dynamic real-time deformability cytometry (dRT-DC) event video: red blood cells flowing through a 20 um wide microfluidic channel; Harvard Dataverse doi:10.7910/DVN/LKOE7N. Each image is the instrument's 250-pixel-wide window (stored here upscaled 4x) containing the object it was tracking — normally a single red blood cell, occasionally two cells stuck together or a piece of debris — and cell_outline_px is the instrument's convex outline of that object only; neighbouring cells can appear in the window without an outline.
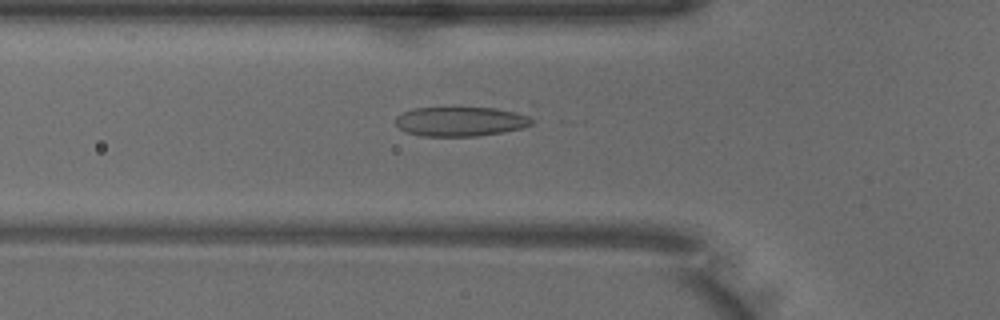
{"species": "common noctule bat (a hibernating species)", "species_latin": "Nyctalus noctula", "temperature_condition": "warm", "stored_images_in_passage": 49, "camera_frame_rate_fps": 3000, "um_per_image_px": 0.085, "animal": {"sex": "male", "body_mass_g": 18.8}, "frame": {"image": 1, "passage_image": 16, "time_ms": 5.0, "image_size_px": [1000, 320], "cell_outline_px": [[536, 120], [532, 124], [524, 128], [504, 132], [476, 136], [424, 136], [408, 132], [400, 128], [396, 124], [396, 116], [412, 108], [496, 108], [528, 112]], "centroid_in_image_um": [39.29, 10.31], "position_along_channel_um": 86.5, "area_um2": 23.81}}
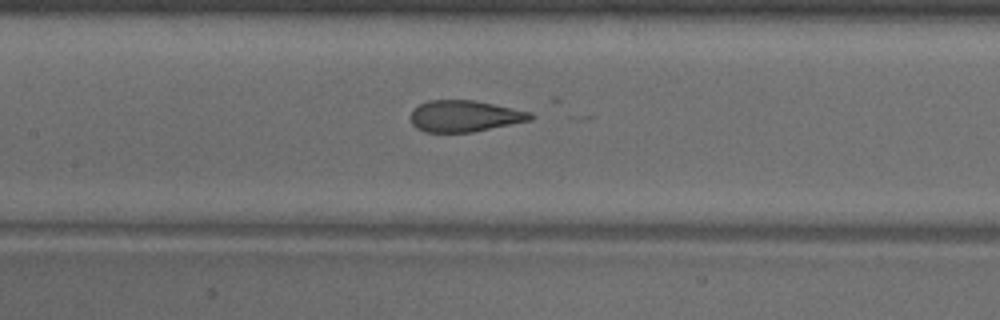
{"frame": {"image": 2, "passage_image": 22, "time_ms": 7.0, "image_size_px": [1000, 320], "cell_outline_px": [[536, 116], [532, 120], [472, 132], [424, 132], [416, 128], [412, 124], [408, 116], [412, 108], [428, 100], [472, 100], [532, 112]], "centroid_in_image_um": [39.45, 9.87], "position_along_channel_um": 167.9, "area_um2": 22.14}}
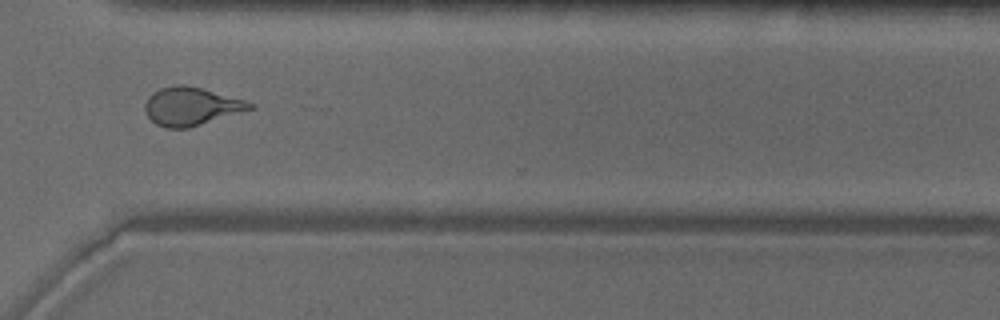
{"frame": {"image": 3, "passage_image": 36, "time_ms": 11.667, "image_size_px": [1000, 320], "cell_outline_px": [[256, 108], [188, 128], [168, 128], [156, 124], [144, 112], [144, 104], [148, 96], [152, 92], [160, 88], [176, 84], [184, 84], [200, 88], [244, 100], [256, 104]], "centroid_in_image_um": [16.23, 9.03], "position_along_channel_um": 354.4, "area_um2": 23.35}, "authors_computed_cell_mechanics": {"area_um2": 23.4668, "velocity_mm_per_s": 4.0059, "shape_relaxation_time_tau1_ms": 7.5321, "shape_relaxation_time_tau2_ms": 0.931, "deformation_change_tau1": 0.2621, "deformation_change_tau2": 0.084}}